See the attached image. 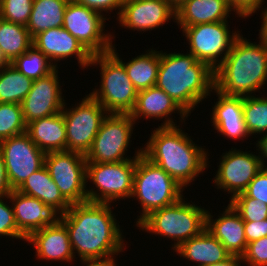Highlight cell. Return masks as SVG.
<instances>
[{
    "mask_svg": "<svg viewBox=\"0 0 267 266\" xmlns=\"http://www.w3.org/2000/svg\"><path fill=\"white\" fill-rule=\"evenodd\" d=\"M110 203L71 204L62 214L72 250L82 259L117 255L124 248L123 235ZM75 251V252H74Z\"/></svg>",
    "mask_w": 267,
    "mask_h": 266,
    "instance_id": "1",
    "label": "cell"
},
{
    "mask_svg": "<svg viewBox=\"0 0 267 266\" xmlns=\"http://www.w3.org/2000/svg\"><path fill=\"white\" fill-rule=\"evenodd\" d=\"M179 126H159L149 138L142 154L187 187L208 168V154Z\"/></svg>",
    "mask_w": 267,
    "mask_h": 266,
    "instance_id": "2",
    "label": "cell"
},
{
    "mask_svg": "<svg viewBox=\"0 0 267 266\" xmlns=\"http://www.w3.org/2000/svg\"><path fill=\"white\" fill-rule=\"evenodd\" d=\"M243 38L239 33L229 54L214 70V89L226 96H251L266 85L267 42L261 37L259 44Z\"/></svg>",
    "mask_w": 267,
    "mask_h": 266,
    "instance_id": "3",
    "label": "cell"
},
{
    "mask_svg": "<svg viewBox=\"0 0 267 266\" xmlns=\"http://www.w3.org/2000/svg\"><path fill=\"white\" fill-rule=\"evenodd\" d=\"M155 86L162 89L189 115L214 90V71L190 53L160 51Z\"/></svg>",
    "mask_w": 267,
    "mask_h": 266,
    "instance_id": "4",
    "label": "cell"
},
{
    "mask_svg": "<svg viewBox=\"0 0 267 266\" xmlns=\"http://www.w3.org/2000/svg\"><path fill=\"white\" fill-rule=\"evenodd\" d=\"M184 199L182 197L172 205L152 211L137 227L174 240L172 248L175 251L186 240L199 235L206 228L207 210Z\"/></svg>",
    "mask_w": 267,
    "mask_h": 266,
    "instance_id": "5",
    "label": "cell"
},
{
    "mask_svg": "<svg viewBox=\"0 0 267 266\" xmlns=\"http://www.w3.org/2000/svg\"><path fill=\"white\" fill-rule=\"evenodd\" d=\"M183 189L174 178L143 154L137 157L131 197L138 199L142 215L137 217L136 225L152 211L179 201L184 197Z\"/></svg>",
    "mask_w": 267,
    "mask_h": 266,
    "instance_id": "6",
    "label": "cell"
},
{
    "mask_svg": "<svg viewBox=\"0 0 267 266\" xmlns=\"http://www.w3.org/2000/svg\"><path fill=\"white\" fill-rule=\"evenodd\" d=\"M97 64L101 68L100 88L89 94L108 114H130L138 91L129 79L124 65L111 52L93 55L89 66Z\"/></svg>",
    "mask_w": 267,
    "mask_h": 266,
    "instance_id": "7",
    "label": "cell"
},
{
    "mask_svg": "<svg viewBox=\"0 0 267 266\" xmlns=\"http://www.w3.org/2000/svg\"><path fill=\"white\" fill-rule=\"evenodd\" d=\"M135 168L136 160L116 163L86 162V179H90L89 182H93L99 190H86L88 202L111 204L121 198H131Z\"/></svg>",
    "mask_w": 267,
    "mask_h": 266,
    "instance_id": "8",
    "label": "cell"
},
{
    "mask_svg": "<svg viewBox=\"0 0 267 266\" xmlns=\"http://www.w3.org/2000/svg\"><path fill=\"white\" fill-rule=\"evenodd\" d=\"M135 123L130 114H108L103 119L99 131L85 155L86 161L116 163L136 160L142 154L143 148H138L133 159L124 156L127 153Z\"/></svg>",
    "mask_w": 267,
    "mask_h": 266,
    "instance_id": "9",
    "label": "cell"
},
{
    "mask_svg": "<svg viewBox=\"0 0 267 266\" xmlns=\"http://www.w3.org/2000/svg\"><path fill=\"white\" fill-rule=\"evenodd\" d=\"M228 24V21H219L180 27L189 41V53L198 61L206 63L213 71L224 61L233 41L239 35V31H232L231 34Z\"/></svg>",
    "mask_w": 267,
    "mask_h": 266,
    "instance_id": "10",
    "label": "cell"
},
{
    "mask_svg": "<svg viewBox=\"0 0 267 266\" xmlns=\"http://www.w3.org/2000/svg\"><path fill=\"white\" fill-rule=\"evenodd\" d=\"M76 107L62 110L66 127V151L86 155L107 111L90 94Z\"/></svg>",
    "mask_w": 267,
    "mask_h": 266,
    "instance_id": "11",
    "label": "cell"
},
{
    "mask_svg": "<svg viewBox=\"0 0 267 266\" xmlns=\"http://www.w3.org/2000/svg\"><path fill=\"white\" fill-rule=\"evenodd\" d=\"M85 155L71 152H49L45 155V166L62 196L70 203L87 202Z\"/></svg>",
    "mask_w": 267,
    "mask_h": 266,
    "instance_id": "12",
    "label": "cell"
},
{
    "mask_svg": "<svg viewBox=\"0 0 267 266\" xmlns=\"http://www.w3.org/2000/svg\"><path fill=\"white\" fill-rule=\"evenodd\" d=\"M104 15L92 9L77 4L73 0L68 2L64 12L63 28L75 37L93 56L110 52L112 49V35L105 34Z\"/></svg>",
    "mask_w": 267,
    "mask_h": 266,
    "instance_id": "13",
    "label": "cell"
},
{
    "mask_svg": "<svg viewBox=\"0 0 267 266\" xmlns=\"http://www.w3.org/2000/svg\"><path fill=\"white\" fill-rule=\"evenodd\" d=\"M0 151L12 190H17L32 173L45 165L46 153L32 142L26 132L2 140Z\"/></svg>",
    "mask_w": 267,
    "mask_h": 266,
    "instance_id": "14",
    "label": "cell"
},
{
    "mask_svg": "<svg viewBox=\"0 0 267 266\" xmlns=\"http://www.w3.org/2000/svg\"><path fill=\"white\" fill-rule=\"evenodd\" d=\"M218 171L213 180L217 189H223L233 198L244 192L252 179L263 168L260 157L247 151L232 148L223 153Z\"/></svg>",
    "mask_w": 267,
    "mask_h": 266,
    "instance_id": "15",
    "label": "cell"
},
{
    "mask_svg": "<svg viewBox=\"0 0 267 266\" xmlns=\"http://www.w3.org/2000/svg\"><path fill=\"white\" fill-rule=\"evenodd\" d=\"M58 69L33 81L32 88L21 102L25 124L62 112L65 103L59 83ZM63 97V98H62Z\"/></svg>",
    "mask_w": 267,
    "mask_h": 266,
    "instance_id": "16",
    "label": "cell"
},
{
    "mask_svg": "<svg viewBox=\"0 0 267 266\" xmlns=\"http://www.w3.org/2000/svg\"><path fill=\"white\" fill-rule=\"evenodd\" d=\"M170 18L176 19V9L167 0H126L117 17L124 28L144 32L164 25Z\"/></svg>",
    "mask_w": 267,
    "mask_h": 266,
    "instance_id": "17",
    "label": "cell"
},
{
    "mask_svg": "<svg viewBox=\"0 0 267 266\" xmlns=\"http://www.w3.org/2000/svg\"><path fill=\"white\" fill-rule=\"evenodd\" d=\"M7 199L11 200L17 228L26 238L36 230L61 221L62 213L58 209L37 198L12 190Z\"/></svg>",
    "mask_w": 267,
    "mask_h": 266,
    "instance_id": "18",
    "label": "cell"
},
{
    "mask_svg": "<svg viewBox=\"0 0 267 266\" xmlns=\"http://www.w3.org/2000/svg\"><path fill=\"white\" fill-rule=\"evenodd\" d=\"M33 45L40 50L54 65L60 60L76 56L81 68H87L92 55L84 46L63 27L39 32L33 37Z\"/></svg>",
    "mask_w": 267,
    "mask_h": 266,
    "instance_id": "19",
    "label": "cell"
},
{
    "mask_svg": "<svg viewBox=\"0 0 267 266\" xmlns=\"http://www.w3.org/2000/svg\"><path fill=\"white\" fill-rule=\"evenodd\" d=\"M218 217L211 219V213L206 212V230L218 239L231 255L242 256L247 248L243 219L230 203Z\"/></svg>",
    "mask_w": 267,
    "mask_h": 266,
    "instance_id": "20",
    "label": "cell"
},
{
    "mask_svg": "<svg viewBox=\"0 0 267 266\" xmlns=\"http://www.w3.org/2000/svg\"><path fill=\"white\" fill-rule=\"evenodd\" d=\"M26 241L34 245L38 259L71 262L76 256L72 250L68 230L61 221L54 226H45L32 232Z\"/></svg>",
    "mask_w": 267,
    "mask_h": 266,
    "instance_id": "21",
    "label": "cell"
},
{
    "mask_svg": "<svg viewBox=\"0 0 267 266\" xmlns=\"http://www.w3.org/2000/svg\"><path fill=\"white\" fill-rule=\"evenodd\" d=\"M178 111L181 122L189 116L169 95L156 86L139 91L134 109L130 113L131 118L136 122L138 118H152L166 120L161 126H175V122L169 116ZM169 115V116H168ZM144 116V117H143ZM167 117V118H166Z\"/></svg>",
    "mask_w": 267,
    "mask_h": 266,
    "instance_id": "22",
    "label": "cell"
},
{
    "mask_svg": "<svg viewBox=\"0 0 267 266\" xmlns=\"http://www.w3.org/2000/svg\"><path fill=\"white\" fill-rule=\"evenodd\" d=\"M218 101L213 106L212 123L215 130L232 139L250 136L246 130L243 115V97L226 96L214 89Z\"/></svg>",
    "mask_w": 267,
    "mask_h": 266,
    "instance_id": "23",
    "label": "cell"
},
{
    "mask_svg": "<svg viewBox=\"0 0 267 266\" xmlns=\"http://www.w3.org/2000/svg\"><path fill=\"white\" fill-rule=\"evenodd\" d=\"M234 11L228 0H187L176 9L179 26H193L202 23L227 21Z\"/></svg>",
    "mask_w": 267,
    "mask_h": 266,
    "instance_id": "24",
    "label": "cell"
},
{
    "mask_svg": "<svg viewBox=\"0 0 267 266\" xmlns=\"http://www.w3.org/2000/svg\"><path fill=\"white\" fill-rule=\"evenodd\" d=\"M26 133L45 153L66 151V127L62 112L28 123Z\"/></svg>",
    "mask_w": 267,
    "mask_h": 266,
    "instance_id": "25",
    "label": "cell"
},
{
    "mask_svg": "<svg viewBox=\"0 0 267 266\" xmlns=\"http://www.w3.org/2000/svg\"><path fill=\"white\" fill-rule=\"evenodd\" d=\"M175 252L180 257L198 263L197 266L215 264L224 261L231 255L206 228L199 235L182 243L175 249Z\"/></svg>",
    "mask_w": 267,
    "mask_h": 266,
    "instance_id": "26",
    "label": "cell"
},
{
    "mask_svg": "<svg viewBox=\"0 0 267 266\" xmlns=\"http://www.w3.org/2000/svg\"><path fill=\"white\" fill-rule=\"evenodd\" d=\"M17 191L24 195L37 198L46 205L54 206L62 214L71 206L60 193L59 188L52 180L45 165L32 173Z\"/></svg>",
    "mask_w": 267,
    "mask_h": 266,
    "instance_id": "27",
    "label": "cell"
},
{
    "mask_svg": "<svg viewBox=\"0 0 267 266\" xmlns=\"http://www.w3.org/2000/svg\"><path fill=\"white\" fill-rule=\"evenodd\" d=\"M115 49L113 45L110 52L124 65L129 79L138 92L156 85L160 65L159 51L148 50L145 54L125 63L119 58Z\"/></svg>",
    "mask_w": 267,
    "mask_h": 266,
    "instance_id": "28",
    "label": "cell"
},
{
    "mask_svg": "<svg viewBox=\"0 0 267 266\" xmlns=\"http://www.w3.org/2000/svg\"><path fill=\"white\" fill-rule=\"evenodd\" d=\"M70 0H33L27 29L33 38L39 32L62 27L64 12Z\"/></svg>",
    "mask_w": 267,
    "mask_h": 266,
    "instance_id": "29",
    "label": "cell"
},
{
    "mask_svg": "<svg viewBox=\"0 0 267 266\" xmlns=\"http://www.w3.org/2000/svg\"><path fill=\"white\" fill-rule=\"evenodd\" d=\"M32 45L33 38L26 26L0 18V49L10 63Z\"/></svg>",
    "mask_w": 267,
    "mask_h": 266,
    "instance_id": "30",
    "label": "cell"
},
{
    "mask_svg": "<svg viewBox=\"0 0 267 266\" xmlns=\"http://www.w3.org/2000/svg\"><path fill=\"white\" fill-rule=\"evenodd\" d=\"M33 80L9 64L0 70V103H18L24 100L32 88Z\"/></svg>",
    "mask_w": 267,
    "mask_h": 266,
    "instance_id": "31",
    "label": "cell"
},
{
    "mask_svg": "<svg viewBox=\"0 0 267 266\" xmlns=\"http://www.w3.org/2000/svg\"><path fill=\"white\" fill-rule=\"evenodd\" d=\"M10 64L33 81L49 75L58 68L34 45Z\"/></svg>",
    "mask_w": 267,
    "mask_h": 266,
    "instance_id": "32",
    "label": "cell"
},
{
    "mask_svg": "<svg viewBox=\"0 0 267 266\" xmlns=\"http://www.w3.org/2000/svg\"><path fill=\"white\" fill-rule=\"evenodd\" d=\"M243 115L250 136L267 133V97H243Z\"/></svg>",
    "mask_w": 267,
    "mask_h": 266,
    "instance_id": "33",
    "label": "cell"
},
{
    "mask_svg": "<svg viewBox=\"0 0 267 266\" xmlns=\"http://www.w3.org/2000/svg\"><path fill=\"white\" fill-rule=\"evenodd\" d=\"M26 132L21 105L0 103V142Z\"/></svg>",
    "mask_w": 267,
    "mask_h": 266,
    "instance_id": "34",
    "label": "cell"
},
{
    "mask_svg": "<svg viewBox=\"0 0 267 266\" xmlns=\"http://www.w3.org/2000/svg\"><path fill=\"white\" fill-rule=\"evenodd\" d=\"M229 202L244 222H258L267 219V205L248 197L244 192L237 194Z\"/></svg>",
    "mask_w": 267,
    "mask_h": 266,
    "instance_id": "35",
    "label": "cell"
},
{
    "mask_svg": "<svg viewBox=\"0 0 267 266\" xmlns=\"http://www.w3.org/2000/svg\"><path fill=\"white\" fill-rule=\"evenodd\" d=\"M33 0H0V18L8 22L27 26Z\"/></svg>",
    "mask_w": 267,
    "mask_h": 266,
    "instance_id": "36",
    "label": "cell"
},
{
    "mask_svg": "<svg viewBox=\"0 0 267 266\" xmlns=\"http://www.w3.org/2000/svg\"><path fill=\"white\" fill-rule=\"evenodd\" d=\"M3 198L8 196L0 197V237L9 236L26 241V237L17 228L12 206L7 205Z\"/></svg>",
    "mask_w": 267,
    "mask_h": 266,
    "instance_id": "37",
    "label": "cell"
},
{
    "mask_svg": "<svg viewBox=\"0 0 267 266\" xmlns=\"http://www.w3.org/2000/svg\"><path fill=\"white\" fill-rule=\"evenodd\" d=\"M242 259L249 266H267V236L248 243Z\"/></svg>",
    "mask_w": 267,
    "mask_h": 266,
    "instance_id": "38",
    "label": "cell"
},
{
    "mask_svg": "<svg viewBox=\"0 0 267 266\" xmlns=\"http://www.w3.org/2000/svg\"><path fill=\"white\" fill-rule=\"evenodd\" d=\"M244 193L267 205V168H262L249 183Z\"/></svg>",
    "mask_w": 267,
    "mask_h": 266,
    "instance_id": "39",
    "label": "cell"
},
{
    "mask_svg": "<svg viewBox=\"0 0 267 266\" xmlns=\"http://www.w3.org/2000/svg\"><path fill=\"white\" fill-rule=\"evenodd\" d=\"M77 4L86 6L97 13L102 14L103 11L111 12L118 9V17L126 0H73ZM109 10V11H108Z\"/></svg>",
    "mask_w": 267,
    "mask_h": 266,
    "instance_id": "40",
    "label": "cell"
},
{
    "mask_svg": "<svg viewBox=\"0 0 267 266\" xmlns=\"http://www.w3.org/2000/svg\"><path fill=\"white\" fill-rule=\"evenodd\" d=\"M264 0H229L230 7L241 18H247L261 8Z\"/></svg>",
    "mask_w": 267,
    "mask_h": 266,
    "instance_id": "41",
    "label": "cell"
},
{
    "mask_svg": "<svg viewBox=\"0 0 267 266\" xmlns=\"http://www.w3.org/2000/svg\"><path fill=\"white\" fill-rule=\"evenodd\" d=\"M247 244L267 236V219L255 222H244Z\"/></svg>",
    "mask_w": 267,
    "mask_h": 266,
    "instance_id": "42",
    "label": "cell"
},
{
    "mask_svg": "<svg viewBox=\"0 0 267 266\" xmlns=\"http://www.w3.org/2000/svg\"><path fill=\"white\" fill-rule=\"evenodd\" d=\"M11 192L12 188L7 177L3 155L0 151V197L8 196Z\"/></svg>",
    "mask_w": 267,
    "mask_h": 266,
    "instance_id": "43",
    "label": "cell"
},
{
    "mask_svg": "<svg viewBox=\"0 0 267 266\" xmlns=\"http://www.w3.org/2000/svg\"><path fill=\"white\" fill-rule=\"evenodd\" d=\"M114 255H110L107 257L103 258H87V259H82L81 262L83 264H87L86 266H116V262Z\"/></svg>",
    "mask_w": 267,
    "mask_h": 266,
    "instance_id": "44",
    "label": "cell"
},
{
    "mask_svg": "<svg viewBox=\"0 0 267 266\" xmlns=\"http://www.w3.org/2000/svg\"><path fill=\"white\" fill-rule=\"evenodd\" d=\"M257 148L256 150H259L261 153L258 155L260 157L261 160V165L263 168H267V166H265L264 162H266L265 160H267V133L264 135L263 137H261L258 141H257ZM265 158V160H264Z\"/></svg>",
    "mask_w": 267,
    "mask_h": 266,
    "instance_id": "45",
    "label": "cell"
},
{
    "mask_svg": "<svg viewBox=\"0 0 267 266\" xmlns=\"http://www.w3.org/2000/svg\"><path fill=\"white\" fill-rule=\"evenodd\" d=\"M241 263H243L242 256L230 255L224 261L206 266H241Z\"/></svg>",
    "mask_w": 267,
    "mask_h": 266,
    "instance_id": "46",
    "label": "cell"
},
{
    "mask_svg": "<svg viewBox=\"0 0 267 266\" xmlns=\"http://www.w3.org/2000/svg\"><path fill=\"white\" fill-rule=\"evenodd\" d=\"M262 17V25H261V29L259 30L260 34H259V37H261L263 40H265L267 42V7L265 8L264 11H262L261 13Z\"/></svg>",
    "mask_w": 267,
    "mask_h": 266,
    "instance_id": "47",
    "label": "cell"
},
{
    "mask_svg": "<svg viewBox=\"0 0 267 266\" xmlns=\"http://www.w3.org/2000/svg\"><path fill=\"white\" fill-rule=\"evenodd\" d=\"M10 62L7 60V58L4 56L2 50L0 49V70H2L4 67L8 66Z\"/></svg>",
    "mask_w": 267,
    "mask_h": 266,
    "instance_id": "48",
    "label": "cell"
},
{
    "mask_svg": "<svg viewBox=\"0 0 267 266\" xmlns=\"http://www.w3.org/2000/svg\"><path fill=\"white\" fill-rule=\"evenodd\" d=\"M175 9L181 6L187 0H167Z\"/></svg>",
    "mask_w": 267,
    "mask_h": 266,
    "instance_id": "49",
    "label": "cell"
}]
</instances>
